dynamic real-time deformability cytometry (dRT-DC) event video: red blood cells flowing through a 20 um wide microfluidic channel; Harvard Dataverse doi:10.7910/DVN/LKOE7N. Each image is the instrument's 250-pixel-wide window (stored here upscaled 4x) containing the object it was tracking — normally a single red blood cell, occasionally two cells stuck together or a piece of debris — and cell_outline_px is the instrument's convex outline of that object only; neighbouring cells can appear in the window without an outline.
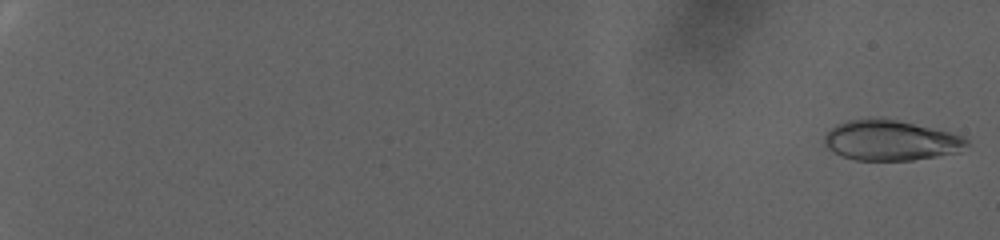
{"species": "human", "species_latin": "Homo sapiens", "temperature_condition": "warm", "stored_images_in_passage": 86, "camera_frame_rate_fps": 3000, "um_per_image_px": 0.085, "donor": {"sex": "female"}, "frame": {"image": 1, "passage_image": 2, "time_ms": 0.333, "image_size_px": [1000, 240], "cell_outline_px": [[968, 144], [960, 152], [912, 160], [856, 160], [844, 156], [828, 148], [824, 144], [824, 136], [836, 124], [848, 120], [872, 116], [880, 116], [948, 132], [964, 136], [968, 140]], "centroid_in_image_um": [75.7, 11.91], "position_along_channel_um": 9.3, "area_um2": 33.47}}
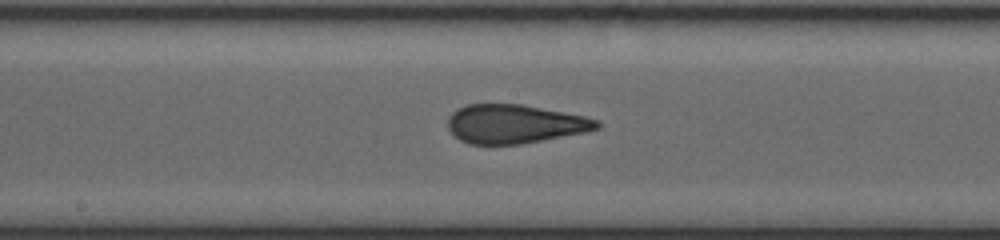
{"frame": {"image": 2, "passage_image": 53, "time_ms": 17.333, "image_size_px": [1000, 240], "cell_outline_px": [[600, 128], [588, 132], [520, 144], [468, 144], [460, 140], [448, 128], [448, 116], [452, 112], [468, 104], [520, 104], [584, 116], [600, 120]], "centroid_in_image_um": [43.77, 10.54], "position_along_channel_um": 204.4, "area_um2": 33.64}}
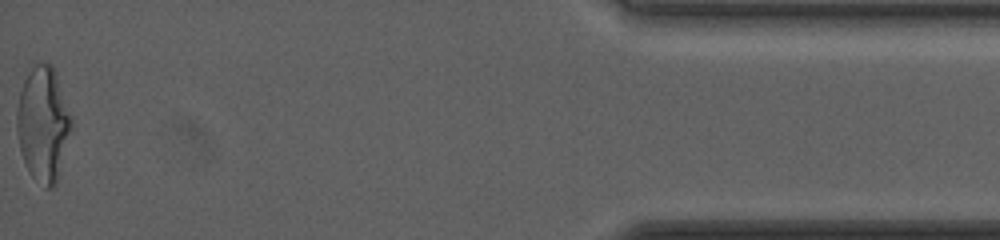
{"frame": {"image": 3, "passage_image": 86, "time_ms": 28.333, "image_size_px": [1000, 240], "cell_outline_px": [[72, 124], [56, 184], [52, 188], [44, 188], [28, 172], [20, 152], [16, 128], [16, 108], [20, 92], [24, 80], [28, 72], [36, 60], [52, 64], [56, 72], [72, 116]], "centroid_in_image_um": [3.65, 10.5], "position_along_channel_um": 431.6, "area_um2": 36.88}, "authors_computed_cell_mechanics": {"area_um2": 33.6396, "velocity_mm_per_s": 2.6598, "shape_relaxation_time_tau1_ms": null, "shape_relaxation_time_tau2_ms": 1.1875, "deformation_change_tau1": null, "deformation_change_tau2": 0.0941}}